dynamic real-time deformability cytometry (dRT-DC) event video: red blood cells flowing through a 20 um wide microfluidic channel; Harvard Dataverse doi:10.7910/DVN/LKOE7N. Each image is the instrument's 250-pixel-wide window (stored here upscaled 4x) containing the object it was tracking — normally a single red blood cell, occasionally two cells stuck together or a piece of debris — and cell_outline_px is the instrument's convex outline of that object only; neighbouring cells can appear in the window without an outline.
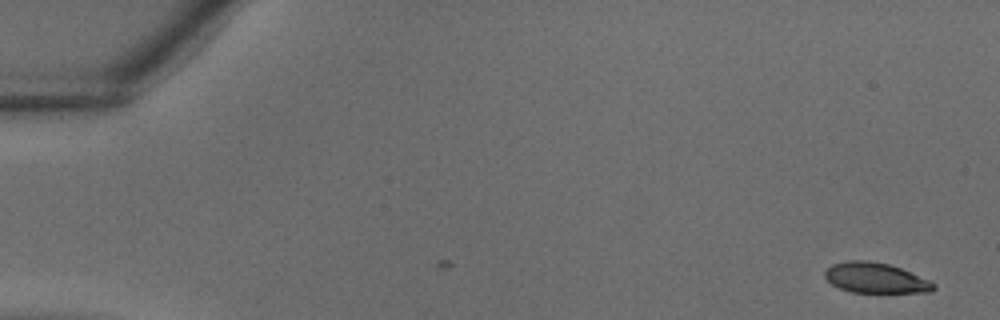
{"species": "common noctule bat (a hibernating species)", "species_latin": "Nyctalus noctula", "temperature_condition": "warm", "stored_images_in_passage": 2, "camera_frame_rate_fps": 3000, "um_per_image_px": 0.085, "animal": {"sex": "male", "body_mass_g": 18.8}, "frame": {"image": 1, "passage_image": 2, "time_ms": 0.333, "image_size_px": [1000, 320], "cell_outline_px": [[936, 288], [932, 292], [852, 292], [840, 288], [832, 284], [824, 276], [824, 272], [832, 264], [848, 260], [868, 260], [888, 264], [900, 268], [928, 280], [936, 284]], "centroid_in_image_um": [74.41, 23.62], "position_along_channel_um": 10.6, "area_um2": 19.02}}